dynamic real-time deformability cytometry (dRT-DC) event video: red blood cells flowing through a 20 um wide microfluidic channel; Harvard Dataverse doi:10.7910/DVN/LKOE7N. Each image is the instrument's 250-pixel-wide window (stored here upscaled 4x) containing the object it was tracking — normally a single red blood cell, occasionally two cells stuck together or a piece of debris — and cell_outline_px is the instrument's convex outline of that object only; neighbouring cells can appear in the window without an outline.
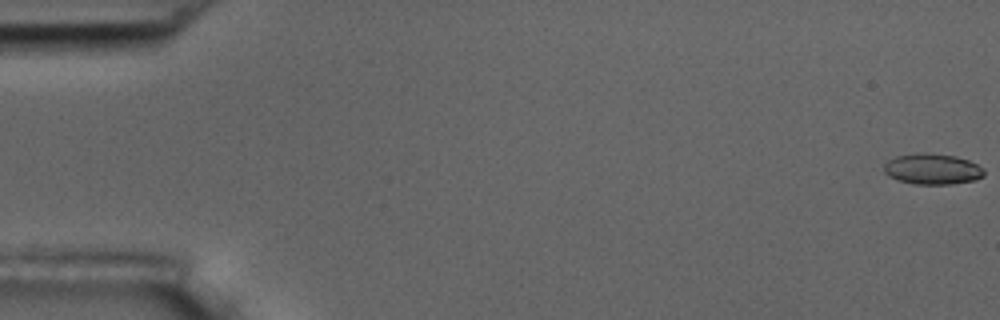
{"species": "common noctule bat (a hibernating species)", "species_latin": "Nyctalus noctula", "temperature_condition": "room temperature", "stored_images_in_passage": 57, "camera_frame_rate_fps": 3000, "um_per_image_px": 0.085, "animal": {"sex": "male", "body_mass_g": 17.5, "forearm_length_mm": 52.3}, "frame": {"image": 1, "passage_image": 1, "time_ms": 0.0, "image_size_px": [1000, 320], "cell_outline_px": [[984, 176], [976, 180], [948, 184], [916, 184], [896, 180], [888, 176], [884, 172], [884, 164], [888, 160], [896, 156], [916, 152], [924, 152], [956, 156], [968, 160], [984, 168]], "centroid_in_image_um": [79.23, 14.36], "position_along_channel_um": 5.8, "area_um2": 18.15}}
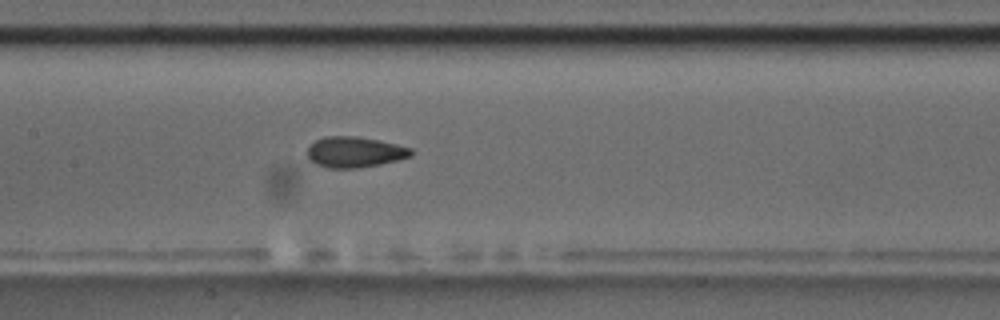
{"frame": {"image": 2, "passage_image": 28, "time_ms": 9.0, "image_size_px": [1000, 320], "cell_outline_px": [[412, 156], [380, 164], [360, 168], [328, 168], [316, 164], [308, 156], [308, 148], [316, 140], [324, 136], [356, 136], [396, 144], [412, 148]], "centroid_in_image_um": [30.15, 12.93], "position_along_channel_um": 177.2, "area_um2": 18.38}}
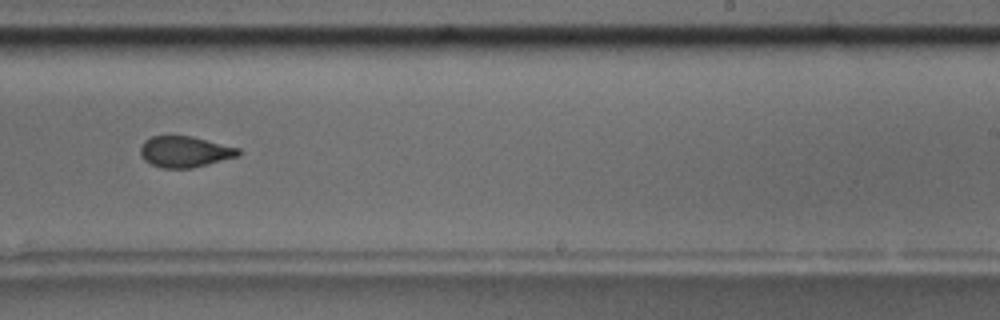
{"frame": {"image": 3, "passage_image": 36, "time_ms": 11.667, "image_size_px": [1000, 320], "cell_outline_px": [[240, 156], [192, 168], [160, 168], [144, 160], [140, 156], [140, 148], [144, 140], [152, 136], [168, 132], [192, 136], [240, 148]], "centroid_in_image_um": [15.67, 12.85], "position_along_channel_um": 273.3, "area_um2": 18.44}, "authors_computed_cell_mechanics": {"area_um2": 18.3804, "velocity_mm_per_s": 3.6146, "shape_relaxation_time_tau1_ms": 8.0768, "shape_relaxation_time_tau2_ms": 1.4734, "deformation_change_tau1": 0.1699, "deformation_change_tau2": 0.0743}}